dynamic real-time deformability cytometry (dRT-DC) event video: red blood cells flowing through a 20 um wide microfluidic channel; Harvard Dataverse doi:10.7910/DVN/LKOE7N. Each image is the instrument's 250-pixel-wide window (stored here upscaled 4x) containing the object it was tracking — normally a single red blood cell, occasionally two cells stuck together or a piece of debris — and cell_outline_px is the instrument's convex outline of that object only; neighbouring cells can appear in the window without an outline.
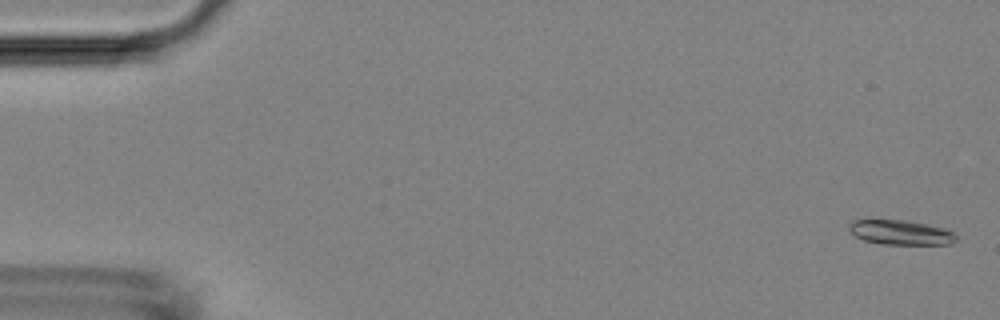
{"species": "Egyptian fruit bat (a non-hibernating species)", "species_latin": "Rousettus aegyptiacus", "temperature_condition": "room temperature", "stored_images_in_passage": 53, "camera_frame_rate_fps": 3000, "um_per_image_px": 0.085, "animal": {"sex": "female"}, "frame": {"image": 1, "passage_image": 2, "time_ms": 0.333, "image_size_px": [1000, 320], "cell_outline_px": [[956, 240], [952, 244], [880, 244], [864, 240], [856, 236], [848, 228], [848, 224], [852, 220], [908, 220], [944, 228], [952, 232], [956, 236]], "centroid_in_image_um": [76.55, 19.75], "position_along_channel_um": 8.5, "area_um2": 15.32}}
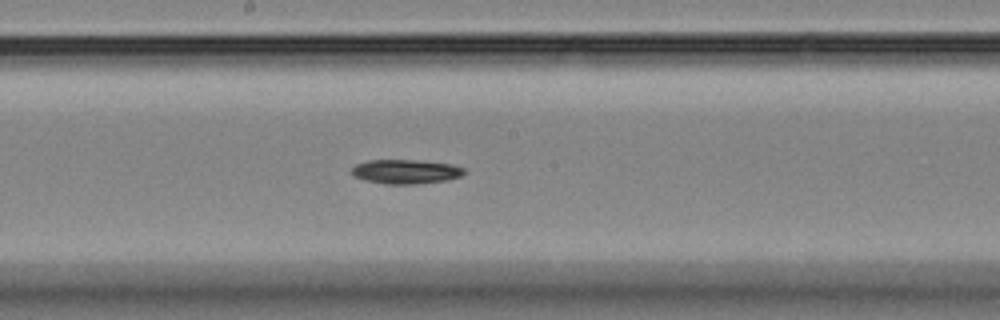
{"frame": {"image": 2, "passage_image": 29, "time_ms": 9.333, "image_size_px": [1000, 320], "cell_outline_px": [[468, 172], [460, 176], [448, 180], [416, 184], [384, 184], [364, 180], [352, 176], [352, 168], [356, 164], [368, 160], [412, 160], [452, 164], [464, 168]], "centroid_in_image_um": [34.49, 14.59], "position_along_channel_um": 213.7, "area_um2": 16.01}}
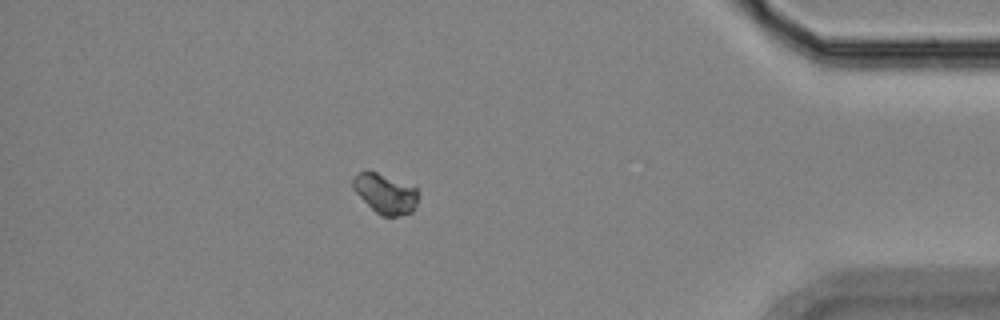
{"frame": {"image": 3, "passage_image": 47, "time_ms": 15.333, "image_size_px": [1000, 320], "cell_outline_px": [[420, 192], [416, 204], [412, 212], [396, 216], [380, 216], [352, 188], [352, 176], [356, 172], [376, 172], [416, 188]], "centroid_in_image_um": [32.74, 16.46], "position_along_channel_um": 402.5, "area_um2": 14.91}, "authors_computed_cell_mechanics": {"area_um2": 15.7216, "velocity_mm_per_s": 3.787, "shape_relaxation_time_tau1_ms": 2.772, "shape_relaxation_time_tau2_ms": null, "deformation_change_tau1": 0.0894, "deformation_change_tau2": null}}